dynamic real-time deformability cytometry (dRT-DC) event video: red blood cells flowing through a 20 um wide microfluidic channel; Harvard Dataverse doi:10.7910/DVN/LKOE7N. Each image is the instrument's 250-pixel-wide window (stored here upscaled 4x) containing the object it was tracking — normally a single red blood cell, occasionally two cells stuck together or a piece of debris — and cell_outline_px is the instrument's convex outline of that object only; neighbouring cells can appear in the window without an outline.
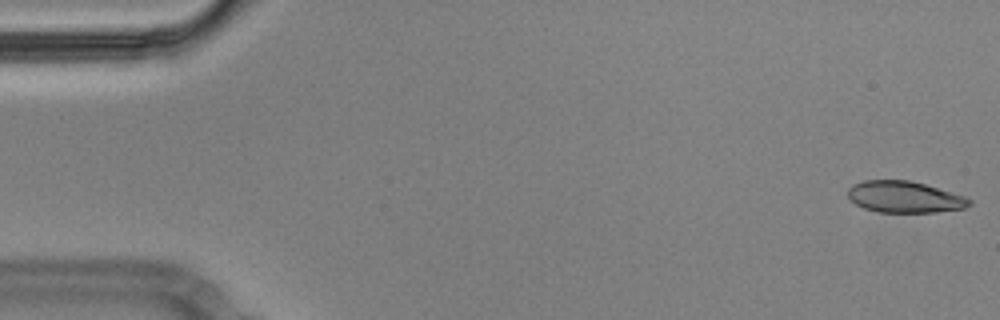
{"species": "Egyptian fruit bat (a non-hibernating species)", "species_latin": "Rousettus aegyptiacus", "temperature_condition": "cold", "stored_images_in_passage": 55, "camera_frame_rate_fps": 3000, "um_per_image_px": 0.085, "animal": {"sex": "male"}, "frame": {"image": 1, "passage_image": 1, "time_ms": 0.0, "image_size_px": [1000, 320], "cell_outline_px": [[972, 204], [964, 208], [936, 212], [876, 212], [864, 208], [856, 204], [848, 196], [848, 188], [852, 184], [864, 180], [908, 180], [924, 184], [964, 196], [972, 200]], "centroid_in_image_um": [76.87, 16.74], "position_along_channel_um": 8.1, "area_um2": 22.2}}
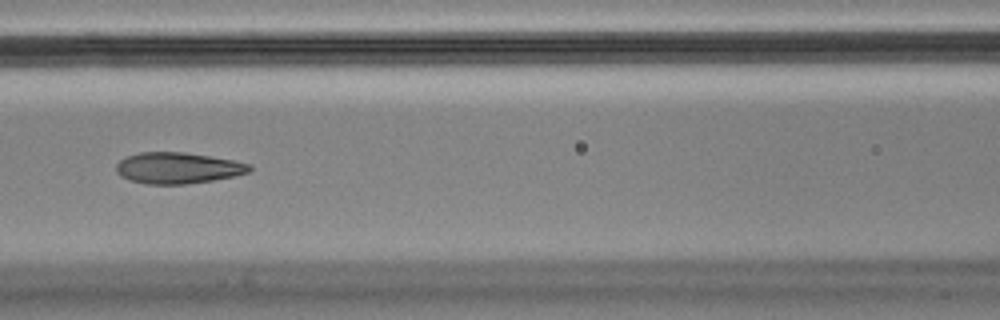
{"frame": {"image": 2, "passage_image": 24, "time_ms": 7.667, "image_size_px": [1000, 320], "cell_outline_px": [[252, 168], [248, 172], [236, 176], [188, 184], [148, 184], [128, 180], [120, 176], [116, 172], [116, 164], [120, 160], [128, 156], [140, 152], [184, 152], [232, 160], [252, 164]], "centroid_in_image_um": [15.1, 14.28], "position_along_channel_um": 151.5, "area_um2": 24.22}}
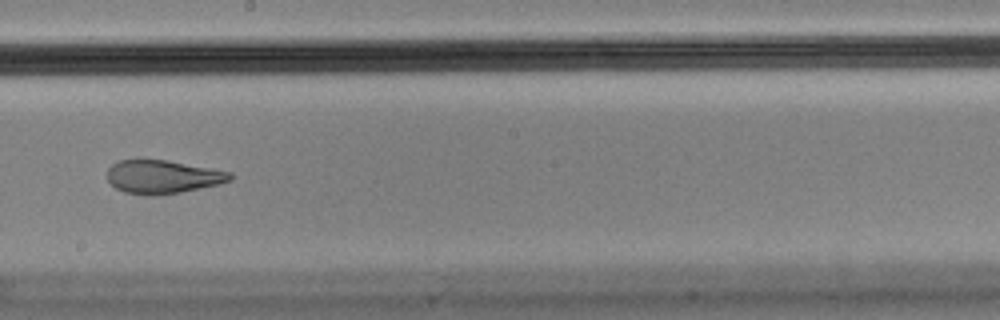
{"frame": {"image": 3, "passage_image": 31, "time_ms": 10.0, "image_size_px": [1000, 320], "cell_outline_px": [[232, 180], [220, 184], [180, 192], [156, 196], [148, 196], [124, 192], [116, 188], [108, 180], [108, 168], [116, 160], [136, 156], [168, 160], [232, 172]], "centroid_in_image_um": [13.77, 14.99], "position_along_channel_um": 234.4, "area_um2": 24.74}, "authors_computed_cell_mechanics": {"area_um2": 24.5072, "velocity_mm_per_s": 3.56, "shape_relaxation_time_tau1_ms": null, "shape_relaxation_time_tau2_ms": 1.8927, "deformation_change_tau1": null, "deformation_change_tau2": 0.0873}}